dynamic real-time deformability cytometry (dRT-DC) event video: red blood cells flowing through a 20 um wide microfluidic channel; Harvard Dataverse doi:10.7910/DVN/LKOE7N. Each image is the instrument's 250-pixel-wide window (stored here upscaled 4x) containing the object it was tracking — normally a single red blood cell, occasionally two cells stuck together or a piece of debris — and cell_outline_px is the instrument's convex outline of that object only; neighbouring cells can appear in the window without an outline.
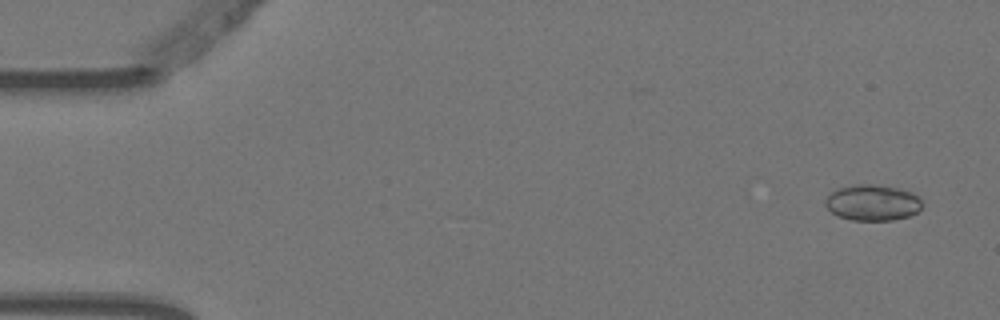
{"species": "Egyptian fruit bat (a non-hibernating species)", "species_latin": "Rousettus aegyptiacus", "temperature_condition": "warm", "stored_images_in_passage": 5, "camera_frame_rate_fps": 3000, "um_per_image_px": 0.085, "animal": {"sex": "female"}, "frame": {"image": 1, "passage_image": 1, "time_ms": 0.0, "image_size_px": [1000, 320], "cell_outline_px": [[920, 208], [916, 212], [908, 216], [892, 220], [852, 220], [836, 216], [824, 204], [824, 200], [836, 188], [852, 184], [872, 184], [900, 188], [912, 192], [920, 196]], "centroid_in_image_um": [74.13, 17.21], "position_along_channel_um": 10.9, "area_um2": 20.4}}
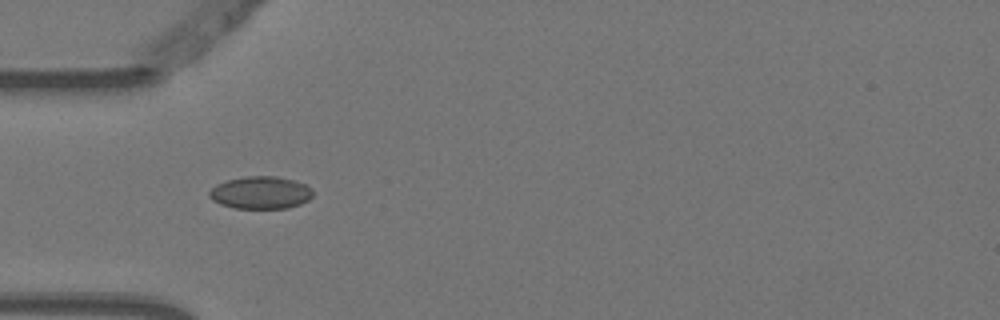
{"frame": {"image": 2, "passage_image": 4, "time_ms": 1.0, "image_size_px": [1000, 320], "cell_outline_px": [[312, 196], [308, 200], [300, 204], [288, 208], [232, 208], [220, 204], [212, 200], [208, 196], [208, 192], [216, 184], [228, 180], [244, 176], [276, 176], [292, 180], [304, 184], [312, 188]], "centroid_in_image_um": [22.12, 16.38], "position_along_channel_um": 62.9, "area_um2": 19.65}}
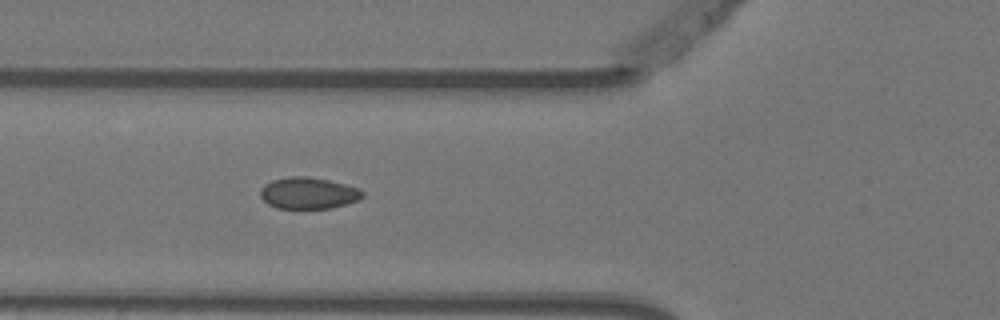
{"frame": {"image": 3, "passage_image": 5, "time_ms": 1.333, "image_size_px": [1000, 320], "cell_outline_px": [[364, 196], [360, 200], [332, 208], [276, 208], [268, 204], [260, 196], [260, 188], [264, 184], [272, 180], [288, 176], [308, 176], [328, 180], [360, 188], [364, 192]], "centroid_in_image_um": [26.22, 16.41], "position_along_channel_um": 99.6, "area_um2": 18.96}}